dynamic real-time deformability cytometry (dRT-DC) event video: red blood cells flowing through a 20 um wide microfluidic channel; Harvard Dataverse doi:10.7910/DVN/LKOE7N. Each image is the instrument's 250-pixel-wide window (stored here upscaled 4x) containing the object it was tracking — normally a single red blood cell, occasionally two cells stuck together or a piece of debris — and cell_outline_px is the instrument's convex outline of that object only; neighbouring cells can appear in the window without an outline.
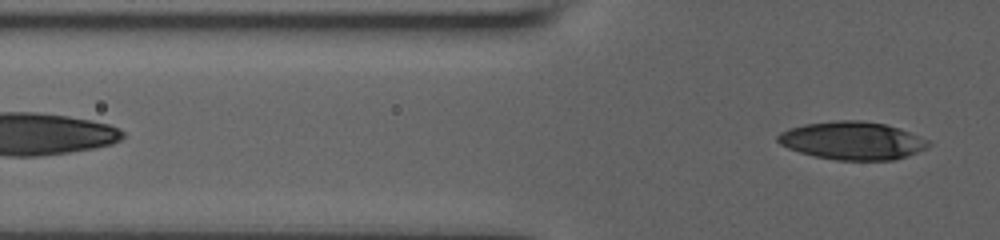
{"species": "human", "species_latin": "Homo sapiens", "temperature_condition": "room temperature", "stored_images_in_passage": 12, "segment_of_instrument_passage": [2, 2], "camera_frame_rate_fps": 3000, "um_per_image_px": 0.085, "donor": {"sex": "male"}, "frame": {"image": 1, "passage_image": 12, "time_ms": 6.667, "image_size_px": [1000, 240], "cell_outline_px": [[928, 144], [924, 148], [908, 156], [892, 160], [836, 160], [816, 156], [800, 152], [788, 148], [780, 144], [776, 140], [776, 136], [780, 132], [788, 128], [804, 124], [836, 120], [860, 120], [884, 124], [900, 128], [928, 140]], "centroid_in_image_um": [72.39, 11.95], "position_along_channel_um": 53.4, "area_um2": 33.18}}